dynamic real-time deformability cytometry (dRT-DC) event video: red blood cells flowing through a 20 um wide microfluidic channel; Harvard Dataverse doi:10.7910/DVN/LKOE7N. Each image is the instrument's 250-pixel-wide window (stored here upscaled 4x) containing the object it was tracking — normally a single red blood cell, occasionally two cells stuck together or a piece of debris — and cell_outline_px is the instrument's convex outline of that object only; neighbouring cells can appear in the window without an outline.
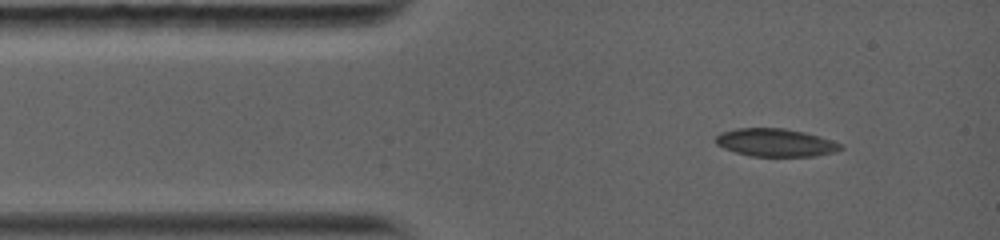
{"species": "common noctule bat (a hibernating species)", "species_latin": "Nyctalus noctula", "temperature_condition": "warm", "stored_images_in_passage": 18, "camera_frame_rate_fps": 5000, "um_per_image_px": 0.085, "animal": {"sex": "female", "body_mass_g": 19.0, "forearm_length_mm": 56.7}, "frame": {"image": 1, "passage_image": 1, "time_ms": 0.0, "image_size_px": [1000, 240], "cell_outline_px": [[844, 148], [836, 152], [816, 156], [752, 156], [736, 152], [724, 148], [716, 144], [716, 136], [720, 132], [736, 128], [784, 128], [804, 132], [820, 136], [832, 140], [840, 144]], "centroid_in_image_um": [65.93, 12.12], "position_along_channel_um": 19.1, "area_um2": 20.35}}
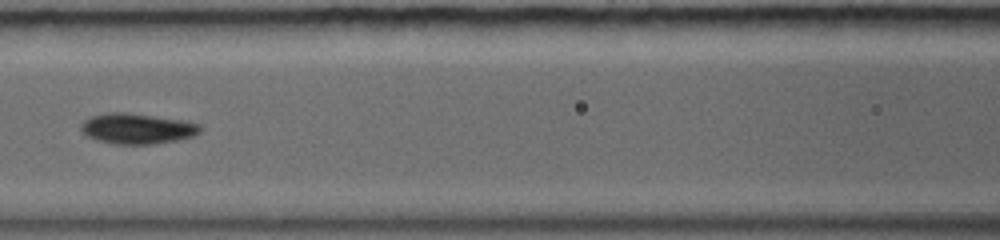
{"frame": {"image": 2, "passage_image": 8, "time_ms": 4.2, "image_size_px": [1000, 240], "cell_outline_px": [[204, 128], [200, 132], [192, 136], [180, 140], [152, 144], [112, 144], [96, 140], [88, 136], [80, 128], [80, 124], [84, 120], [92, 116], [108, 112], [124, 112], [180, 120], [200, 124]], "centroid_in_image_um": [11.66, 10.94], "position_along_channel_um": 154.9, "area_um2": 21.15}}
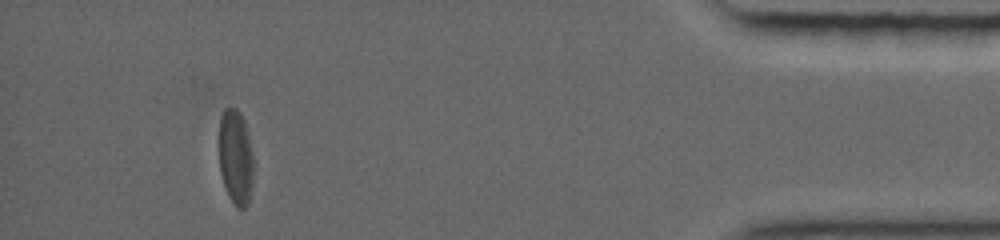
{"frame": {"image": 3, "passage_image": 16, "time_ms": 12.2, "image_size_px": [1000, 240], "cell_outline_px": [[252, 184], [248, 204], [244, 208], [236, 208], [228, 196], [220, 172], [220, 116], [224, 108], [236, 108], [240, 112], [244, 120], [248, 132], [252, 152]], "centroid_in_image_um": [20.03, 13.36], "position_along_channel_um": 415.2, "area_um2": 19.02}, "authors_computed_cell_mechanics": {"area_um2": 20.4034, "velocity_mm_per_s": 4.1157, "shape_relaxation_time_tau1_ms": 2.5842, "shape_relaxation_time_tau2_ms": 3.0033, "deformation_change_tau1": 0.1121, "deformation_change_tau2": 0.0851}}